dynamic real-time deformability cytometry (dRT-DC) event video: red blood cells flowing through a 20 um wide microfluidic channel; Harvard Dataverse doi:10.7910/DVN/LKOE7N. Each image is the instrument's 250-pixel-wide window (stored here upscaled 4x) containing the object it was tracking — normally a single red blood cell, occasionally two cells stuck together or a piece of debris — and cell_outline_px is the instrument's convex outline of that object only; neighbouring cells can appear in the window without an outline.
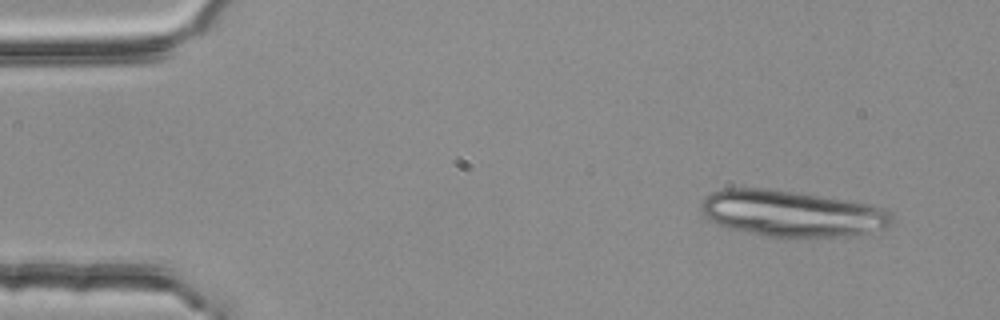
{"species": "common noctule bat (a hibernating species)", "species_latin": "Nyctalus noctula", "temperature_condition": "room temperature", "stored_images_in_passage": 4, "camera_frame_rate_fps": 3000, "um_per_image_px": 0.085, "animal": {"sex": "female", "body_mass_g": 25.1}, "frame": {"image": 1, "passage_image": 1, "time_ms": 0.0, "image_size_px": [1000, 320], "cell_outline_px": [[892, 224], [884, 228], [864, 232], [836, 236], [764, 236], [728, 228], [716, 224], [708, 220], [704, 216], [700, 208], [700, 204], [704, 196], [712, 192], [724, 188], [768, 188], [844, 200], [868, 204], [884, 208], [892, 212]], "centroid_in_image_um": [67.21, 18.13], "position_along_channel_um": 17.8, "area_um2": 50.86}}